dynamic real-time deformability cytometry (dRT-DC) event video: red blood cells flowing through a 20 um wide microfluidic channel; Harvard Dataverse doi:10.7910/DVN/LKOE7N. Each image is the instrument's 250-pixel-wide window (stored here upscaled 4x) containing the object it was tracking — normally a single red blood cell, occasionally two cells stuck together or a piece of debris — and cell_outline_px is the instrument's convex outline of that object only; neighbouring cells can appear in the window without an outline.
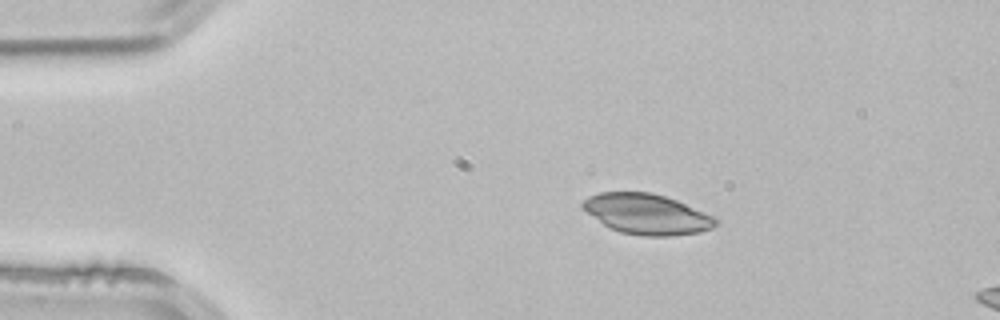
{"species": "common noctule bat (a hibernating species)", "species_latin": "Nyctalus noctula", "temperature_condition": "room temperature", "stored_images_in_passage": 2, "camera_frame_rate_fps": 3000, "um_per_image_px": 0.085, "animal": {"sex": "male", "body_mass_g": 21.5, "forearm_length_mm": 52.0}, "frame": {"image": 1, "passage_image": 1, "time_ms": 0.0, "image_size_px": [1000, 320], "cell_outline_px": [[720, 220], [712, 228], [700, 232], [672, 236], [644, 236], [620, 232], [604, 224], [588, 212], [580, 204], [588, 196], [600, 192], [652, 192], [676, 200], [716, 216]], "centroid_in_image_um": [55.04, 18.19], "position_along_channel_um": 30.0, "area_um2": 31.21}}